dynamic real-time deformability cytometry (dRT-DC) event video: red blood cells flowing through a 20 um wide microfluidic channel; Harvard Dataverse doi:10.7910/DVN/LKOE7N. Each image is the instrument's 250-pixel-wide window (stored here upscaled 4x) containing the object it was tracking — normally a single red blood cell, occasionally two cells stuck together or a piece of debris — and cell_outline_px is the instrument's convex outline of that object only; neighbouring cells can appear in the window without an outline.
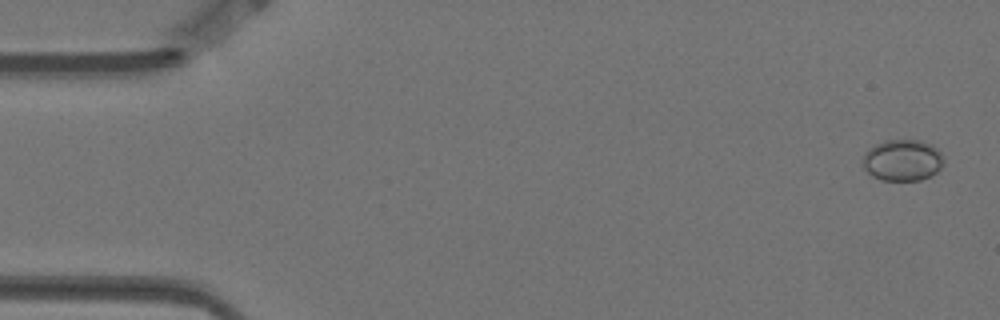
{"species": "Egyptian fruit bat (a non-hibernating species)", "species_latin": "Rousettus aegyptiacus", "temperature_condition": "warm", "stored_images_in_passage": 5, "camera_frame_rate_fps": 3000, "um_per_image_px": 0.085, "animal": {"sex": "female"}, "frame": {"image": 1, "passage_image": 1, "time_ms": 0.0, "image_size_px": [1000, 320], "cell_outline_px": [[944, 164], [936, 172], [920, 180], [880, 180], [872, 176], [864, 168], [860, 160], [864, 152], [868, 148], [884, 140], [920, 140], [932, 144], [944, 156]], "centroid_in_image_um": [76.68, 13.6], "position_along_channel_um": 8.3, "area_um2": 19.83}}
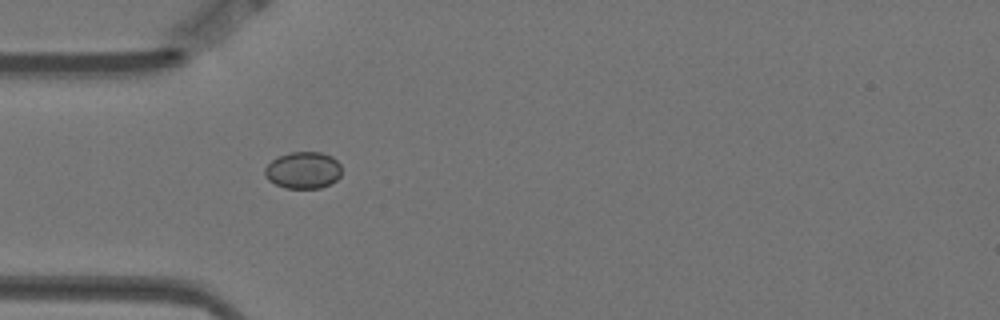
{"frame": {"image": 2, "passage_image": 5, "time_ms": 1.333, "image_size_px": [1000, 320], "cell_outline_px": [[340, 176], [332, 184], [320, 188], [284, 188], [268, 180], [264, 176], [264, 168], [272, 160], [280, 156], [292, 152], [320, 152], [332, 156], [340, 164]], "centroid_in_image_um": [25.77, 14.48], "position_along_channel_um": 59.2, "area_um2": 16.53}}